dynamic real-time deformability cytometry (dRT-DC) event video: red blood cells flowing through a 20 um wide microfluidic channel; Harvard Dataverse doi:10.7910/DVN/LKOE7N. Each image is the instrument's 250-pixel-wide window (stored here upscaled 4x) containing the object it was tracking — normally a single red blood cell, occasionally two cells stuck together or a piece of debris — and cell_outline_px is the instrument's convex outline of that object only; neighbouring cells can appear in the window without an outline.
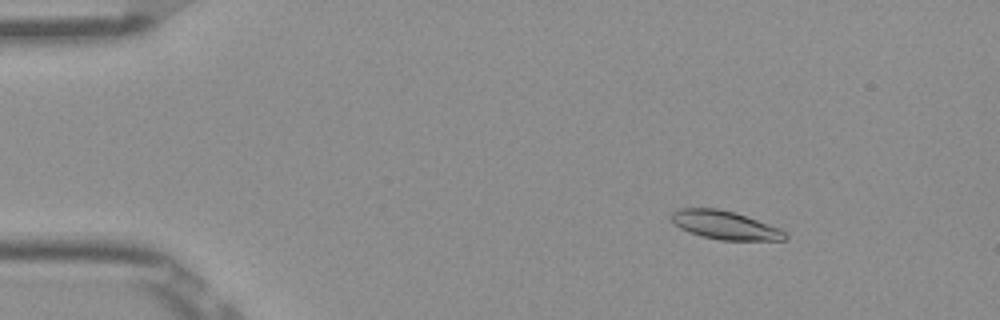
{"species": "Egyptian fruit bat (a non-hibernating species)", "species_latin": "Rousettus aegyptiacus", "temperature_condition": "room temperature", "stored_images_in_passage": 53, "camera_frame_rate_fps": 3000, "um_per_image_px": 0.085, "frame": {"image": 1, "passage_image": 8, "time_ms": 2.333, "image_size_px": [1000, 320], "cell_outline_px": [[788, 236], [784, 240], [720, 240], [704, 236], [680, 228], [668, 216], [676, 208], [716, 208], [732, 212], [780, 228]], "centroid_in_image_um": [61.58, 19.13], "position_along_channel_um": 23.4, "area_um2": 18.5}}
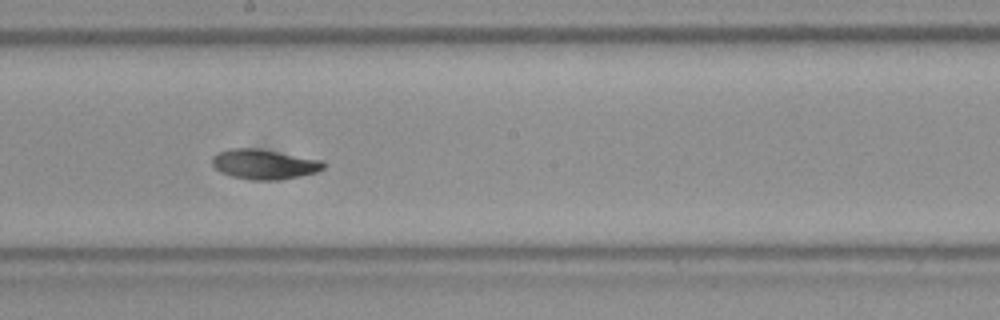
{"frame": {"image": 2, "passage_image": 30, "time_ms": 9.667, "image_size_px": [1000, 320], "cell_outline_px": [[324, 168], [316, 172], [300, 176], [280, 180], [252, 180], [232, 176], [220, 172], [212, 164], [212, 156], [216, 152], [232, 148], [256, 148], [324, 160]], "centroid_in_image_um": [22.44, 13.96], "position_along_channel_um": 225.8, "area_um2": 19.48}}
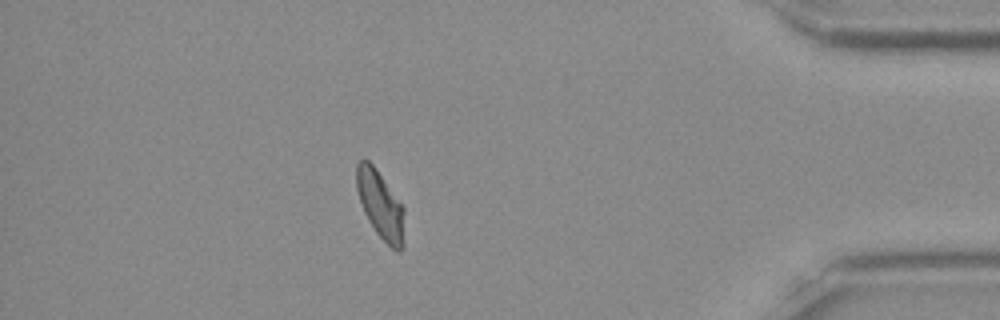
{"frame": {"image": 3, "passage_image": 47, "time_ms": 15.333, "image_size_px": [1000, 320], "cell_outline_px": [[404, 244], [400, 252], [396, 252], [376, 232], [368, 220], [364, 212], [356, 188], [356, 164], [364, 156], [376, 168], [404, 208]], "centroid_in_image_um": [32.33, 17.4], "position_along_channel_um": 402.9, "area_um2": 18.96}, "authors_computed_cell_mechanics": {"area_um2": 18.9584, "velocity_mm_per_s": 3.8602, "shape_relaxation_time_tau1_ms": 4.0368, "shape_relaxation_time_tau2_ms": 2.6446, "deformation_change_tau1": 0.1509, "deformation_change_tau2": 0.0753}}